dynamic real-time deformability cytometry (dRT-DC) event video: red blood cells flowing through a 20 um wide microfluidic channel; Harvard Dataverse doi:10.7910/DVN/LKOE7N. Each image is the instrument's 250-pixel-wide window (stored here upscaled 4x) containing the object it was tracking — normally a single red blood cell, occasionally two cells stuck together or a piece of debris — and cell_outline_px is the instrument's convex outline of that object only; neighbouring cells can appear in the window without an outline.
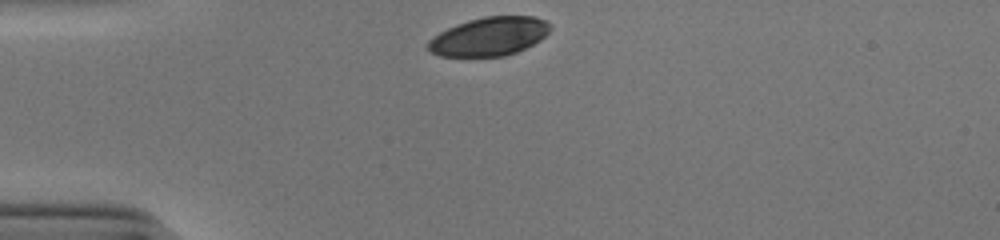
{"species": "human", "species_latin": "Homo sapiens", "temperature_condition": "cold", "stored_images_in_passage": 30, "camera_frame_rate_fps": 3000, "um_per_image_px": 0.085, "donor": {"sex": "male"}, "frame": {"image": 1, "passage_image": 1, "time_ms": 0.0, "image_size_px": [1000, 240], "cell_outline_px": [[552, 28], [540, 40], [516, 52], [504, 56], [440, 56], [432, 52], [428, 48], [428, 40], [432, 36], [456, 24], [468, 20], [484, 16], [532, 16], [544, 20]], "centroid_in_image_um": [41.56, 3.09], "position_along_channel_um": 43.4, "area_um2": 27.28}}
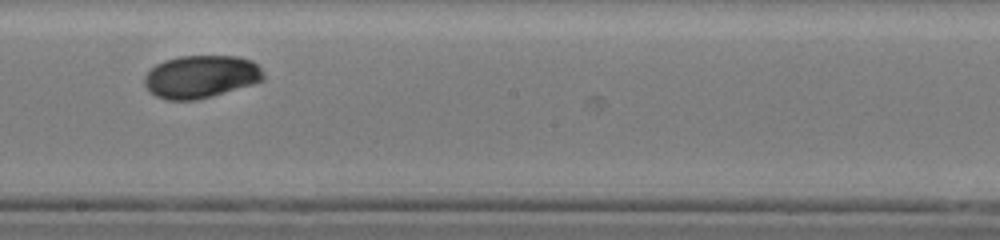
{"frame": {"image": 2, "passage_image": 18, "time_ms": 5.667, "image_size_px": [1000, 240], "cell_outline_px": [[264, 80], [252, 84], [196, 100], [168, 100], [156, 96], [144, 84], [144, 76], [156, 64], [164, 60], [180, 56], [236, 56], [252, 60], [260, 68], [264, 76]], "centroid_in_image_um": [17.06, 6.5], "position_along_channel_um": 231.1, "area_um2": 29.36}}
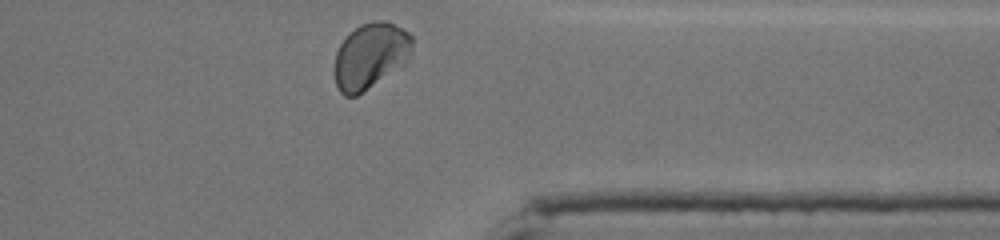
{"frame": {"image": 3, "passage_image": 30, "time_ms": 9.667, "image_size_px": [1000, 240], "cell_outline_px": [[412, 52], [404, 64], [356, 96], [344, 96], [340, 92], [336, 84], [336, 52], [340, 44], [360, 24], [372, 20], [384, 20], [408, 32], [412, 36]], "centroid_in_image_um": [31.5, 4.73], "position_along_channel_um": 379.9, "area_um2": 29.25}, "authors_computed_cell_mechanics": {"area_um2": 29.5936, "velocity_mm_per_s": 3.8422, "shape_relaxation_time_tau1_ms": 3.2729, "shape_relaxation_time_tau2_ms": 1.8085, "deformation_change_tau1": 0.1204, "deformation_change_tau2": 0.0174}}